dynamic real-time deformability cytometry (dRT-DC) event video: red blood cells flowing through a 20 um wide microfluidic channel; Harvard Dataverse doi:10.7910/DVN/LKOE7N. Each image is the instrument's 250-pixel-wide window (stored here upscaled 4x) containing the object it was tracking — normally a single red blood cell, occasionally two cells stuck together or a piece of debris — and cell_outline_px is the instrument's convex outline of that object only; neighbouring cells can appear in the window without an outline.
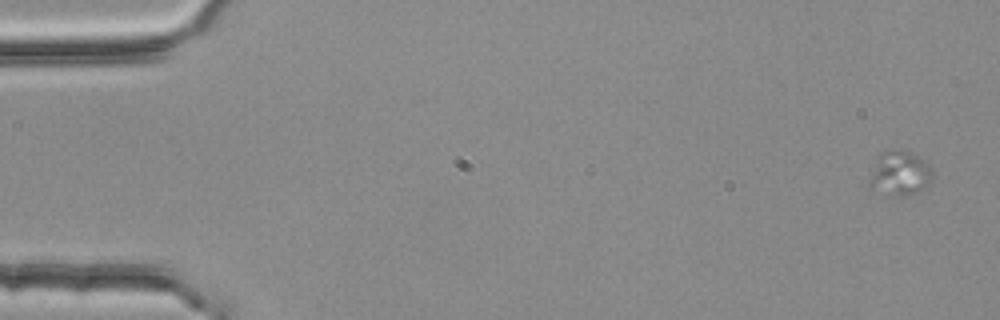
{"species": "common noctule bat (a hibernating species)", "species_latin": "Nyctalus noctula", "temperature_condition": "room temperature", "stored_images_in_passage": 5, "camera_frame_rate_fps": 3000, "um_per_image_px": 0.085, "animal": {"sex": "female", "body_mass_g": 25.1}, "frame": {"image": 1, "passage_image": 1, "time_ms": 0.0, "image_size_px": [1000, 320], "cell_outline_px": [[932, 180], [928, 184], [908, 196], [900, 196], [868, 188], [868, 184], [876, 160], [880, 152], [896, 148], [900, 148], [924, 160], [932, 168]], "centroid_in_image_um": [76.47, 14.71], "position_along_channel_um": 8.5, "area_um2": 16.18}}